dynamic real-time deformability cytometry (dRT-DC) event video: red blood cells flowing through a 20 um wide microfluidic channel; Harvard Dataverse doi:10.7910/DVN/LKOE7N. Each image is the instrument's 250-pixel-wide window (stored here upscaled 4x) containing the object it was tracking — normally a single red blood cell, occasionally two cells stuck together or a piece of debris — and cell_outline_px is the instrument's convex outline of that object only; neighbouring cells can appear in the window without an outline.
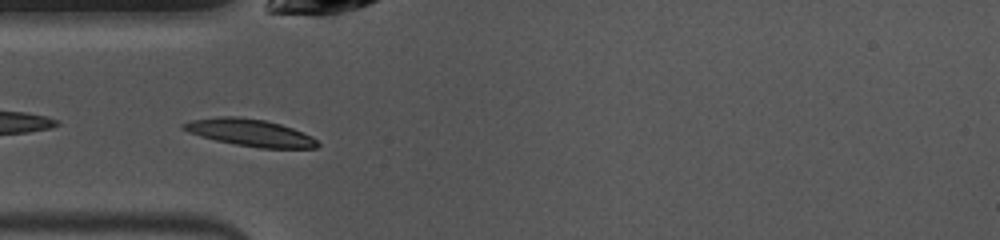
{"species": "common noctule bat (a hibernating species)", "species_latin": "Nyctalus noctula", "temperature_condition": "warm", "stored_images_in_passage": 11, "camera_frame_rate_fps": 3000, "um_per_image_px": 0.085, "animal": {"sex": "female", "body_mass_g": 10.0, "forearm_length_mm": 53.1}, "frame": {"image": 1, "passage_image": 8, "time_ms": 2.333, "image_size_px": [1000, 240], "cell_outline_px": [[320, 144], [316, 148], [260, 148], [236, 144], [216, 140], [200, 136], [188, 132], [180, 128], [180, 124], [192, 120], [216, 116], [240, 116], [264, 120], [280, 124], [292, 128], [312, 136]], "centroid_in_image_um": [21.22, 11.26], "position_along_channel_um": 63.8, "area_um2": 21.21}}